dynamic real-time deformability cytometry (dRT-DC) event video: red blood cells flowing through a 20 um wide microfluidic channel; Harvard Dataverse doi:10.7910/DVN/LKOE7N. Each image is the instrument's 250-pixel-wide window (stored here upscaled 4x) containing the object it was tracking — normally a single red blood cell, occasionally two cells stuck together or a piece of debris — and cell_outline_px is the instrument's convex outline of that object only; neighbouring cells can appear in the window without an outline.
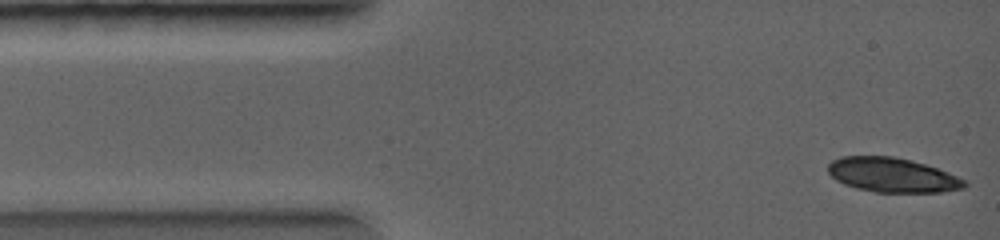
{"species": "common noctule bat (a hibernating species)", "species_latin": "Nyctalus noctula", "temperature_condition": "warm", "stored_images_in_passage": 4, "camera_frame_rate_fps": 5000, "um_per_image_px": 0.085, "animal": {"sex": "female", "body_mass_g": 19.0, "forearm_length_mm": 56.7}, "frame": {"image": 1, "passage_image": 1, "time_ms": 0.0, "image_size_px": [1000, 240], "cell_outline_px": [[968, 184], [964, 188], [940, 192], [876, 192], [856, 188], [844, 184], [836, 180], [828, 172], [828, 164], [832, 160], [840, 156], [892, 156], [924, 164], [948, 172], [968, 180]], "centroid_in_image_um": [75.85, 14.88], "position_along_channel_um": 9.1, "area_um2": 27.4}}